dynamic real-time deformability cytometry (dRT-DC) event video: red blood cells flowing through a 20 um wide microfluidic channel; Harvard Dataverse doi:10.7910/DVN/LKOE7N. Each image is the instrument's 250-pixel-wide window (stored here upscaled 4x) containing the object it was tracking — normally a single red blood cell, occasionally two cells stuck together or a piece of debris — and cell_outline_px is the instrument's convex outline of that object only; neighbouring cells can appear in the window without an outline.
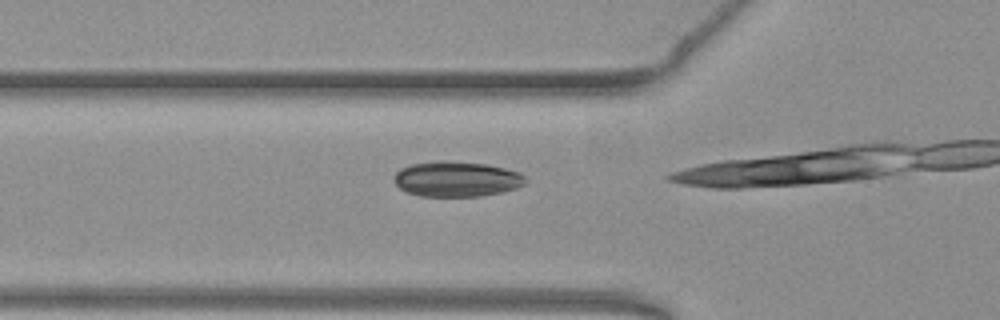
{"species": "common noctule bat (a hibernating species)", "species_latin": "Nyctalus noctula", "temperature_condition": "warm", "stored_images_in_passage": 10, "camera_frame_rate_fps": 3000, "um_per_image_px": 0.085, "animal": {"sex": "female", "body_mass_g": 19.3, "forearm_length_mm": 54.1}, "frame": {"image": 1, "passage_image": 6, "time_ms": 1.667, "image_size_px": [1000, 320], "cell_outline_px": [[528, 180], [524, 184], [516, 188], [500, 192], [480, 196], [420, 196], [404, 192], [396, 184], [396, 172], [400, 168], [412, 164], [440, 160], [444, 160], [484, 164], [504, 168], [520, 172]], "centroid_in_image_um": [38.81, 15.22], "position_along_channel_um": 87.0, "area_um2": 26.93}}
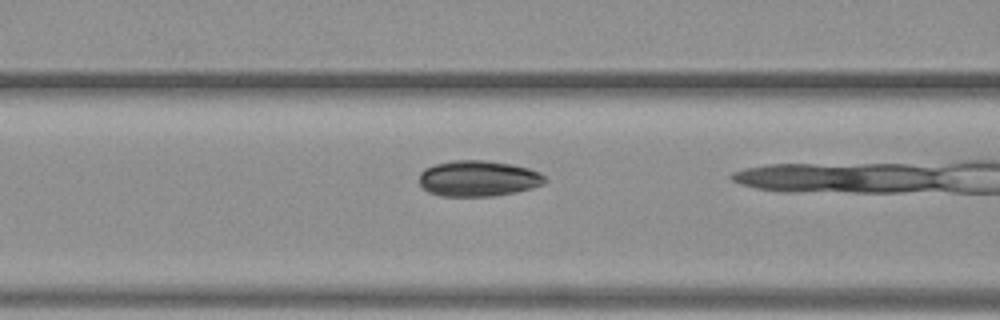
{"frame": {"image": 2, "passage_image": 9, "time_ms": 2.667, "image_size_px": [1000, 320], "cell_outline_px": [[548, 180], [544, 184], [532, 188], [492, 196], [440, 196], [428, 192], [420, 184], [420, 172], [424, 168], [436, 164], [452, 160], [484, 160], [512, 164], [528, 168], [540, 172]], "centroid_in_image_um": [40.65, 15.16], "position_along_channel_um": 126.0, "area_um2": 26.3}}